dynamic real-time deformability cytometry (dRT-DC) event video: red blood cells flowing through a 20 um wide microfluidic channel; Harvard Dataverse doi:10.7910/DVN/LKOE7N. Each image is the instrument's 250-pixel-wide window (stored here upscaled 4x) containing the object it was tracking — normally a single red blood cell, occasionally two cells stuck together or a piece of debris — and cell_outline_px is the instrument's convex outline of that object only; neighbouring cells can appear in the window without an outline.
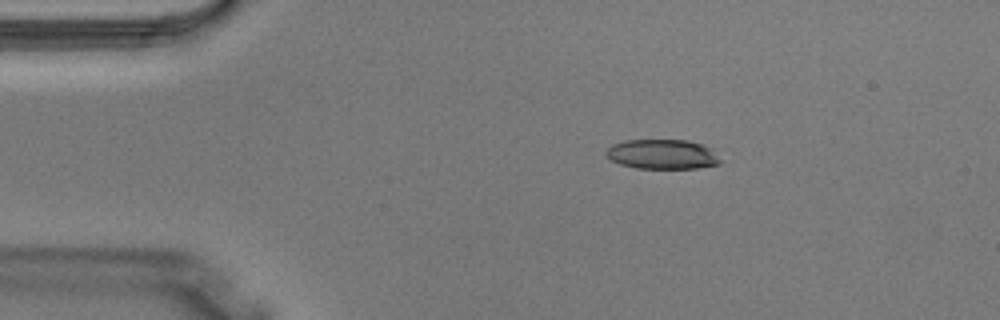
{"species": "Egyptian fruit bat (a non-hibernating species)", "species_latin": "Rousettus aegyptiacus", "temperature_condition": "warm", "stored_images_in_passage": 3, "camera_frame_rate_fps": 3000, "um_per_image_px": 0.085, "animal": {"sex": "male"}, "frame": {"image": 1, "passage_image": 2, "time_ms": 0.333, "image_size_px": [1000, 320], "cell_outline_px": [[720, 164], [700, 168], [636, 168], [620, 164], [612, 160], [604, 152], [612, 144], [624, 140], [688, 140], [700, 144], [708, 148], [720, 160]], "centroid_in_image_um": [56.25, 13.11], "position_along_channel_um": 28.7, "area_um2": 19.54}}